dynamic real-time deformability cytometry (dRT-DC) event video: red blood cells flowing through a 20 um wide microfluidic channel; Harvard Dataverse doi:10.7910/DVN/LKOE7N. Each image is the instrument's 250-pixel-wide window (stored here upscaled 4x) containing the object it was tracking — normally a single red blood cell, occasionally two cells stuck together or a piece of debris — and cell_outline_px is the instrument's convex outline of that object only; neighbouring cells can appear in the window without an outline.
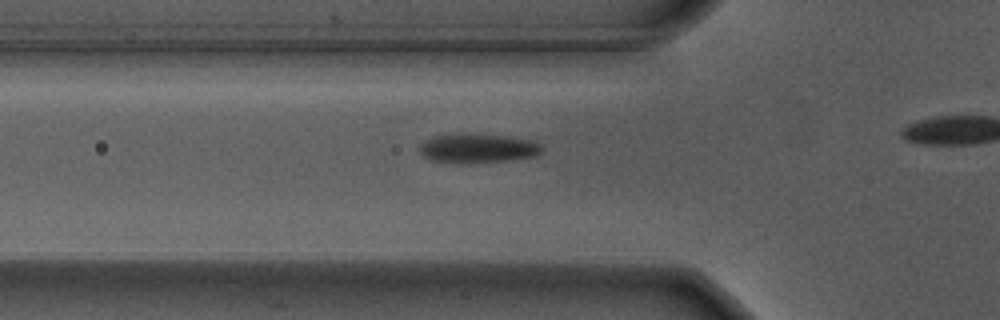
{"species": "Egyptian fruit bat (a non-hibernating species)", "species_latin": "Rousettus aegyptiacus", "temperature_condition": "warm", "stored_images_in_passage": 15, "camera_frame_rate_fps": 3000, "um_per_image_px": 0.085, "animal": {"sex": "male"}, "frame": {"image": 1, "passage_image": 3, "time_ms": 0.667, "image_size_px": [1000, 320], "cell_outline_px": [[544, 148], [536, 156], [508, 160], [460, 164], [456, 164], [432, 160], [424, 156], [420, 152], [420, 144], [424, 140], [436, 136], [508, 136], [536, 140]], "centroid_in_image_um": [40.67, 12.65], "position_along_channel_um": 85.1, "area_um2": 20.29}}
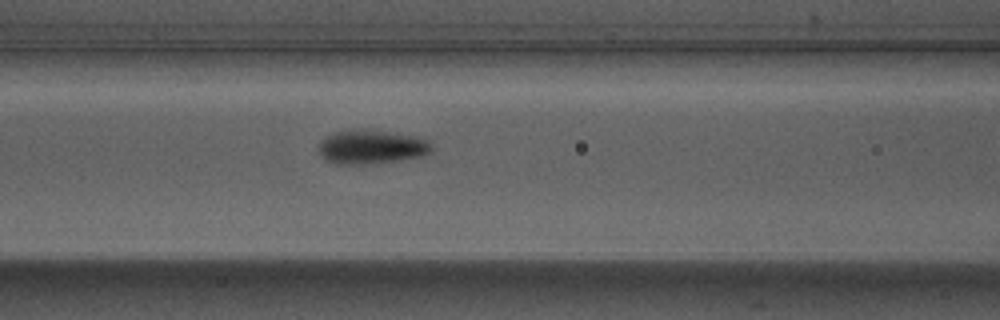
{"frame": {"image": 2, "passage_image": 7, "time_ms": 2.0, "image_size_px": [1000, 320], "cell_outline_px": [[432, 148], [428, 152], [420, 156], [364, 164], [336, 164], [328, 160], [316, 148], [316, 144], [324, 136], [332, 132], [364, 128], [424, 136], [428, 140]], "centroid_in_image_um": [31.53, 12.43], "position_along_channel_um": 135.1, "area_um2": 22.6}}
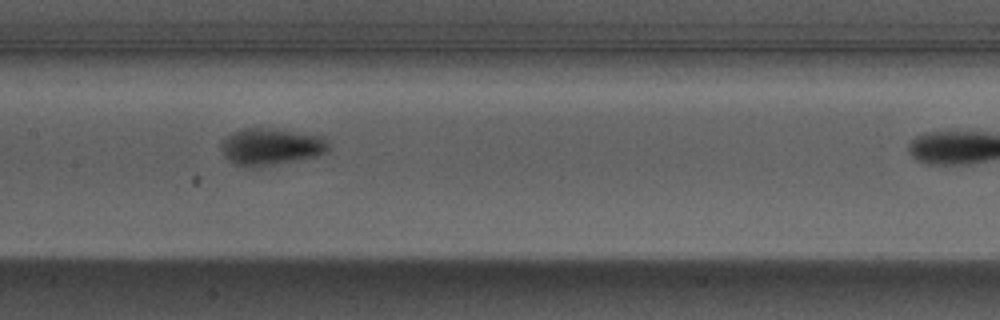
{"frame": {"image": 3, "passage_image": 11, "time_ms": 3.333, "image_size_px": [1000, 320], "cell_outline_px": [[328, 152], [316, 156], [296, 160], [252, 168], [236, 164], [228, 160], [220, 148], [224, 140], [228, 136], [244, 128], [268, 128], [320, 136], [328, 144]], "centroid_in_image_um": [23.01, 12.48], "position_along_channel_um": 184.4, "area_um2": 22.48}}